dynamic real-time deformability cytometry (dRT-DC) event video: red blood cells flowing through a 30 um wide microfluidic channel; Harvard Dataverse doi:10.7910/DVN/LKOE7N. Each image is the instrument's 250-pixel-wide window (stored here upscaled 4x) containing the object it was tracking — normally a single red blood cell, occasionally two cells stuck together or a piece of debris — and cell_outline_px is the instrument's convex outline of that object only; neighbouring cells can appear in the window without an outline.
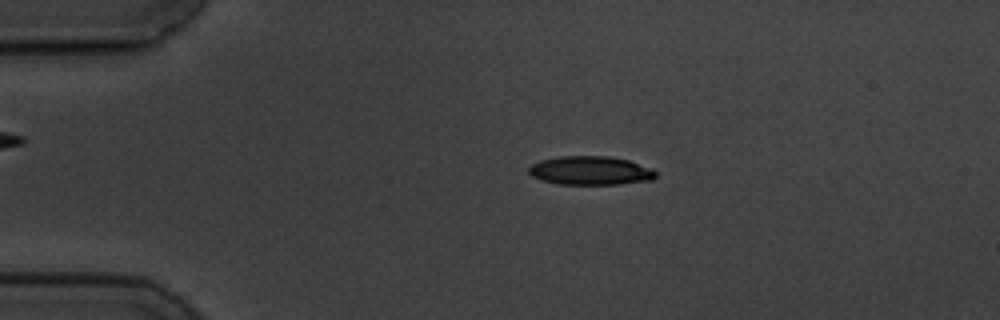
{"species": "common noctule bat (a hibernating species)", "species_latin": "Nyctalus noctula", "temperature_condition": "cold", "stored_images_in_passage": 58, "camera_frame_rate_fps": 3000, "um_per_image_px": 0.085, "animal": {"sex": "male", "body_mass_g": 19.5, "forearm_length_mm": 54.6}, "frame": {"image": 1, "passage_image": 12, "time_ms": 3.667, "image_size_px": [1000, 320], "cell_outline_px": [[656, 176], [652, 180], [620, 184], [556, 184], [540, 180], [532, 176], [528, 172], [528, 168], [532, 164], [540, 160], [556, 156], [608, 156], [628, 160], [648, 168], [656, 172]], "centroid_in_image_um": [50.12, 14.5], "position_along_channel_um": 34.9, "area_um2": 21.27}}
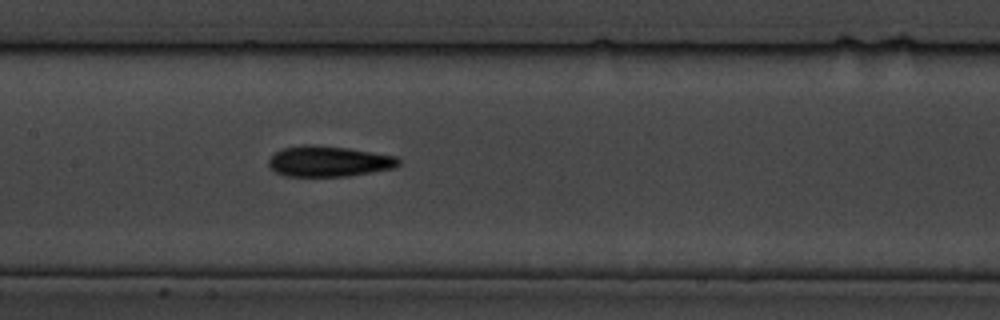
{"frame": {"image": 2, "passage_image": 28, "time_ms": 9.0, "image_size_px": [1000, 320], "cell_outline_px": [[400, 164], [396, 168], [348, 176], [284, 176], [268, 168], [268, 160], [276, 152], [284, 148], [304, 144], [312, 144], [348, 148], [396, 156], [400, 160]], "centroid_in_image_um": [27.94, 13.71], "position_along_channel_um": 179.5, "area_um2": 23.35}}
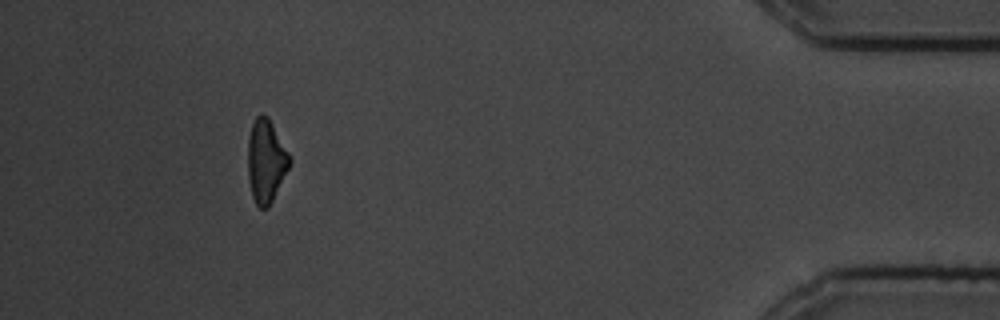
{"frame": {"image": 3, "passage_image": 53, "time_ms": 17.333, "image_size_px": [1000, 320], "cell_outline_px": [[292, 160], [268, 208], [260, 208], [256, 204], [252, 196], [248, 176], [248, 140], [252, 124], [256, 116], [260, 112], [268, 116], [292, 156]], "centroid_in_image_um": [22.62, 13.64], "position_along_channel_um": 412.6, "area_um2": 20.29}, "authors_computed_cell_mechanics": {"area_um2": 21.2993, "velocity_mm_per_s": 3.4896, "shape_relaxation_time_tau1_ms": 3.1927, "shape_relaxation_time_tau2_ms": 2.9656, "deformation_change_tau1": 0.1466, "deformation_change_tau2": 0.1276}}